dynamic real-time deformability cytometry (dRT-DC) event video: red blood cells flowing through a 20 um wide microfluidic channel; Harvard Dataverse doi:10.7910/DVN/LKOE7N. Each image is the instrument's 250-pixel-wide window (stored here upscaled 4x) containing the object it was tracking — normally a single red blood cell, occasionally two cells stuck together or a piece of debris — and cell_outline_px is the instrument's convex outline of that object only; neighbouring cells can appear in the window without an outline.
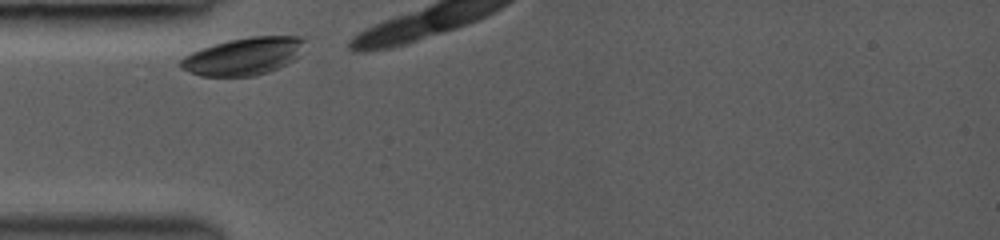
{"species": "common noctule bat (a hibernating species)", "species_latin": "Nyctalus noctula", "temperature_condition": "room temperature", "stored_images_in_passage": 4, "camera_frame_rate_fps": 3000, "um_per_image_px": 0.085, "animal": {"sex": "female", "body_mass_g": 19.0, "forearm_length_mm": 53.3}, "frame": {"image": 1, "passage_image": 1, "time_ms": 0.0, "image_size_px": [1000, 240], "cell_outline_px": [[308, 36], [300, 56], [268, 72], [252, 76], [200, 76], [180, 68], [180, 60], [184, 56], [200, 48], [212, 44], [228, 40], [252, 36]], "centroid_in_image_um": [20.72, 4.76], "position_along_channel_um": 64.3, "area_um2": 27.28}}